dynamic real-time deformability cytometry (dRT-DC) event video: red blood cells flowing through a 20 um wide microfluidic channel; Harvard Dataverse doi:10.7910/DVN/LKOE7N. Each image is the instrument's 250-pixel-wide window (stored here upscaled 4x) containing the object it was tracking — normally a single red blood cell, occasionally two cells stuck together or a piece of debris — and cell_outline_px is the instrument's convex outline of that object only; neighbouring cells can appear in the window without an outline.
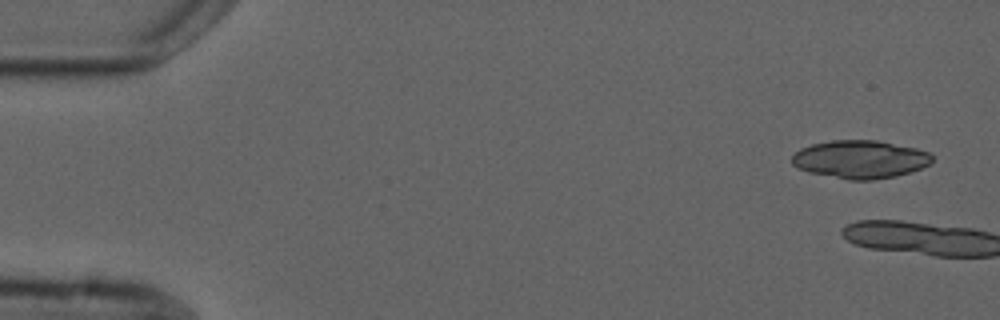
{"species": "common noctule bat (a hibernating species)", "species_latin": "Nyctalus noctula", "temperature_condition": "cold", "stored_images_in_passage": 2, "camera_frame_rate_fps": 3000, "um_per_image_px": 0.085, "animal": {"sex": "male", "forearm_length_mm": 52.5}, "frame": {"image": 1, "passage_image": 1, "time_ms": 0.0, "image_size_px": [1000, 320], "cell_outline_px": [[932, 160], [928, 164], [920, 168], [896, 176], [872, 180], [848, 180], [808, 172], [796, 168], [792, 164], [792, 156], [800, 148], [812, 144], [832, 140], [876, 140], [916, 148], [928, 152], [932, 156]], "centroid_in_image_um": [73.07, 13.54], "position_along_channel_um": 11.9, "area_um2": 31.04}}